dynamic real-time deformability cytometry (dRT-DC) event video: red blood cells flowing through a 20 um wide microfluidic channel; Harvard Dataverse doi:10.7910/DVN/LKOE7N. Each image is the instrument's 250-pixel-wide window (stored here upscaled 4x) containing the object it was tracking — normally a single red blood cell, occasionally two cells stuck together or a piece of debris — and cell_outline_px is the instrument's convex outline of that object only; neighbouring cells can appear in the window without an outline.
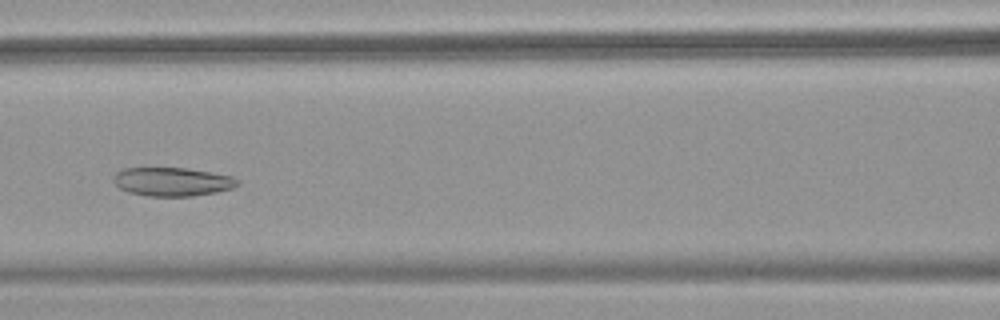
{"species": "common noctule bat (a hibernating species)", "species_latin": "Nyctalus noctula", "temperature_condition": "warm", "stored_images_in_passage": 41, "camera_frame_rate_fps": 3000, "um_per_image_px": 0.085, "animal": {"sex": "female", "body_mass_g": 18.4}, "frame": {"image": 1, "passage_image": 12, "time_ms": 3.667, "image_size_px": [1000, 320], "cell_outline_px": [[240, 184], [232, 188], [216, 192], [192, 196], [148, 196], [128, 192], [120, 188], [112, 180], [112, 176], [116, 172], [124, 168], [184, 168], [232, 176], [240, 180]], "centroid_in_image_um": [14.63, 15.45], "position_along_channel_um": 152.0, "area_um2": 20.69}}
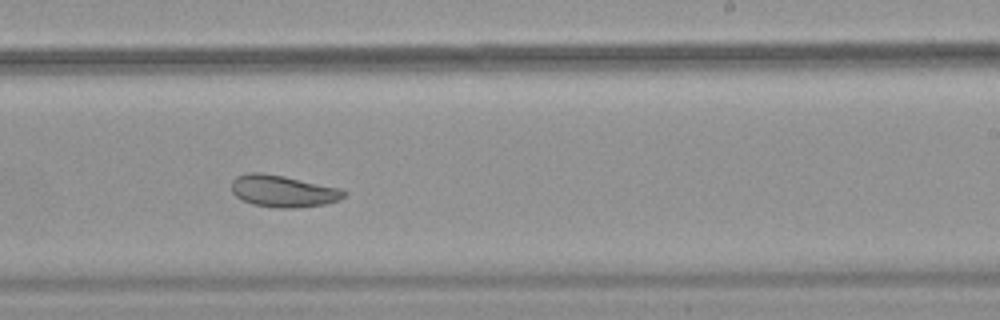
{"frame": {"image": 2, "passage_image": 21, "time_ms": 6.667, "image_size_px": [1000, 320], "cell_outline_px": [[344, 196], [340, 200], [324, 204], [296, 208], [280, 208], [252, 204], [236, 196], [232, 192], [232, 180], [236, 176], [248, 172], [260, 172], [284, 176], [340, 188], [344, 192]], "centroid_in_image_um": [24.03, 16.24], "position_along_channel_um": 265.0, "area_um2": 20.75}}
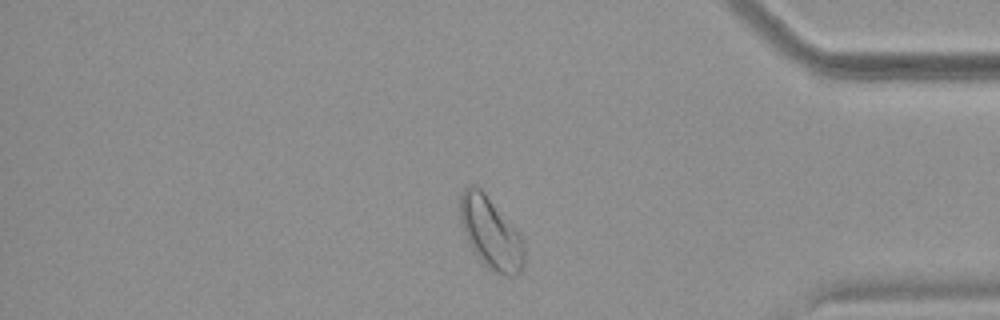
{"frame": {"image": 3, "passage_image": 33, "time_ms": 10.667, "image_size_px": [1000, 320], "cell_outline_px": [[524, 264], [520, 272], [516, 276], [508, 276], [496, 272], [488, 268], [480, 260], [472, 248], [460, 224], [460, 196], [464, 188], [468, 184], [472, 184], [480, 188], [484, 192], [516, 228], [524, 240]], "centroid_in_image_um": [41.72, 19.79], "position_along_channel_um": 393.5, "area_um2": 26.82}, "authors_computed_cell_mechanics": {"area_um2": 22.7732, "velocity_mm_per_s": 3.7785, "shape_relaxation_time_tau1_ms": null, "shape_relaxation_time_tau2_ms": 5.4922, "deformation_change_tau1": null, "deformation_change_tau2": 0.1087}}